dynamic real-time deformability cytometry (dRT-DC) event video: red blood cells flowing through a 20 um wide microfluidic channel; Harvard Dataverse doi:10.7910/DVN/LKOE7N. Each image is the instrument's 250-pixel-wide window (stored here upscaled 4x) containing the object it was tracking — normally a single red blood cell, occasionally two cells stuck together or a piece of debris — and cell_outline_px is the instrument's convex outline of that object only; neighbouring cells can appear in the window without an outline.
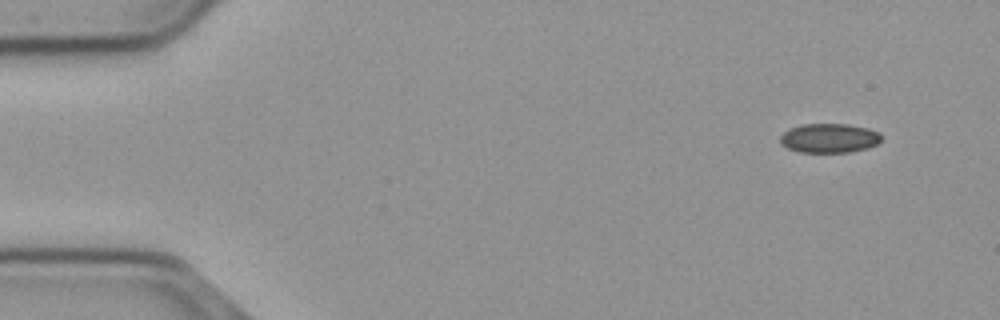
{"species": "common noctule bat (a hibernating species)", "species_latin": "Nyctalus noctula", "temperature_condition": "cold", "stored_images_in_passage": 52, "camera_frame_rate_fps": 3000, "um_per_image_px": 0.085, "animal": {"sex": "male", "body_mass_g": 23.1, "forearm_length_mm": 52.7}, "frame": {"image": 1, "passage_image": 1, "time_ms": 0.0, "image_size_px": [1000, 320], "cell_outline_px": [[880, 140], [876, 144], [868, 148], [852, 152], [800, 152], [788, 148], [780, 144], [780, 136], [788, 128], [800, 124], [848, 124], [868, 128], [880, 132]], "centroid_in_image_um": [70.46, 11.73], "position_along_channel_um": 14.5, "area_um2": 17.4}}
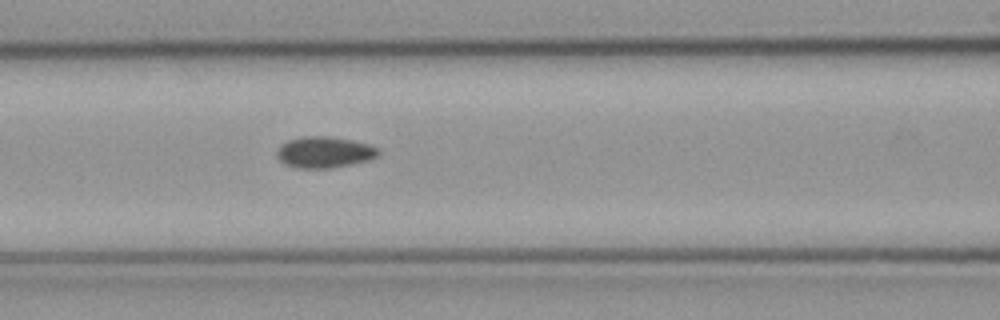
{"frame": {"image": 2, "passage_image": 20, "time_ms": 6.333, "image_size_px": [1000, 320], "cell_outline_px": [[380, 152], [376, 156], [368, 160], [352, 164], [328, 168], [296, 168], [284, 164], [276, 156], [276, 152], [288, 140], [304, 136], [328, 136], [352, 140], [368, 144], [380, 148]], "centroid_in_image_um": [27.58, 12.94], "position_along_channel_um": 139.0, "area_um2": 18.38}}
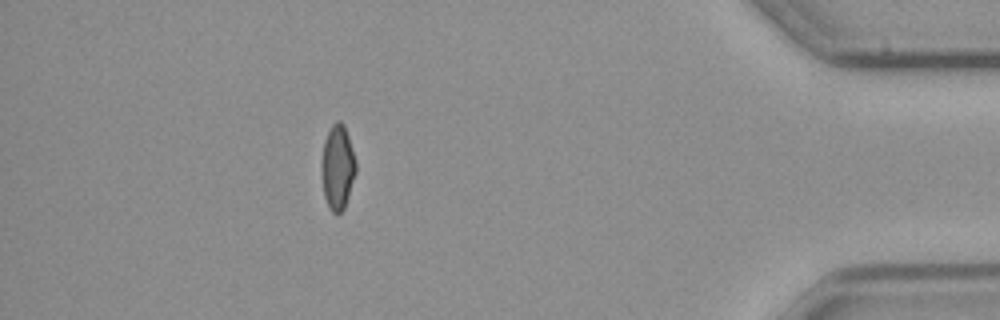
{"frame": {"image": 3, "passage_image": 46, "time_ms": 15.0, "image_size_px": [1000, 320], "cell_outline_px": [[356, 172], [344, 208], [336, 216], [328, 208], [324, 196], [320, 172], [320, 164], [324, 140], [332, 124], [336, 120], [340, 120], [344, 124], [356, 160]], "centroid_in_image_um": [28.67, 14.22], "position_along_channel_um": 406.5, "area_um2": 17.28}, "authors_computed_cell_mechanics": {"area_um2": 17.7446, "velocity_mm_per_s": 3.7056, "shape_relaxation_time_tau1_ms": 9.5867, "shape_relaxation_time_tau2_ms": 2.4701, "deformation_change_tau1": 0.1345, "deformation_change_tau2": 0.0691}}